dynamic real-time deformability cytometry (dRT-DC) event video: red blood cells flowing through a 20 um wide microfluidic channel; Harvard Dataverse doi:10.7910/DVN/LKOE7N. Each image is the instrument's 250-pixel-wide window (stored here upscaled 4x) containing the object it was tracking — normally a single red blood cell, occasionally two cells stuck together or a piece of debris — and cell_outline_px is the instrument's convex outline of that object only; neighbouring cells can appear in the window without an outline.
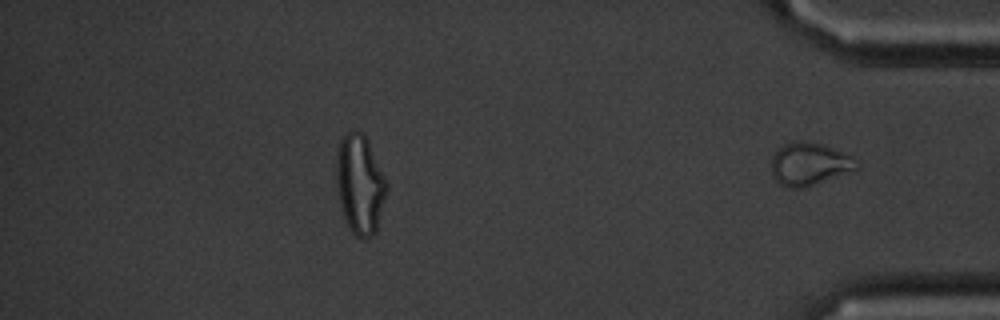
{"species": "common noctule bat (a hibernating species)", "species_latin": "Nyctalus noctula", "temperature_condition": "cold", "stored_images_in_passage": 35, "segment_of_instrument_passage": [2, 2], "camera_frame_rate_fps": 3000, "um_per_image_px": 0.085, "animal": {"sex": "male", "body_mass_g": 20.1, "forearm_length_mm": 53.5}, "frame": {"image": 1, "passage_image": 35, "time_ms": 11.333, "image_size_px": [1000, 320], "cell_outline_px": [[860, 164], [856, 168], [812, 184], [800, 188], [788, 188], [780, 184], [772, 176], [772, 156], [784, 144], [796, 140], [804, 140], [820, 144], [832, 148], [848, 156]], "centroid_in_image_um": [68.7, 13.92], "position_along_channel_um": 366.5, "area_um2": 20.4}}